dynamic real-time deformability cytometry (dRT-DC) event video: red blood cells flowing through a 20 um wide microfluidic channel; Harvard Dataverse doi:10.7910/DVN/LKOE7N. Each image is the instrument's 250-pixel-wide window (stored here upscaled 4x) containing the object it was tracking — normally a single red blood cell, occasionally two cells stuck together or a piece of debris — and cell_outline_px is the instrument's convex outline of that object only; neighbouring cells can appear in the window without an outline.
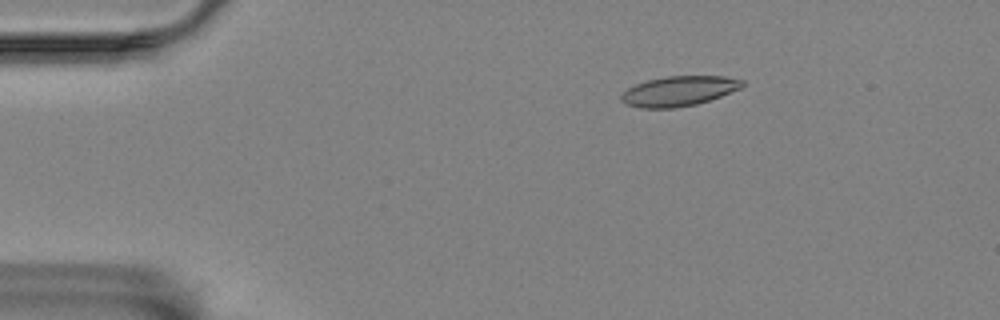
{"species": "Egyptian fruit bat (a non-hibernating species)", "species_latin": "Rousettus aegyptiacus", "temperature_condition": "room temperature", "stored_images_in_passage": 17, "camera_frame_rate_fps": 3000, "um_per_image_px": 0.085, "animal": {"sex": "female"}, "frame": {"image": 1, "passage_image": 10, "time_ms": 3.0, "image_size_px": [1000, 320], "cell_outline_px": [[744, 84], [740, 88], [720, 96], [696, 104], [672, 108], [640, 108], [628, 104], [620, 100], [620, 96], [628, 88], [636, 84], [648, 80], [668, 76], [724, 76], [744, 80]], "centroid_in_image_um": [57.7, 7.74], "position_along_channel_um": 27.3, "area_um2": 20.87}}